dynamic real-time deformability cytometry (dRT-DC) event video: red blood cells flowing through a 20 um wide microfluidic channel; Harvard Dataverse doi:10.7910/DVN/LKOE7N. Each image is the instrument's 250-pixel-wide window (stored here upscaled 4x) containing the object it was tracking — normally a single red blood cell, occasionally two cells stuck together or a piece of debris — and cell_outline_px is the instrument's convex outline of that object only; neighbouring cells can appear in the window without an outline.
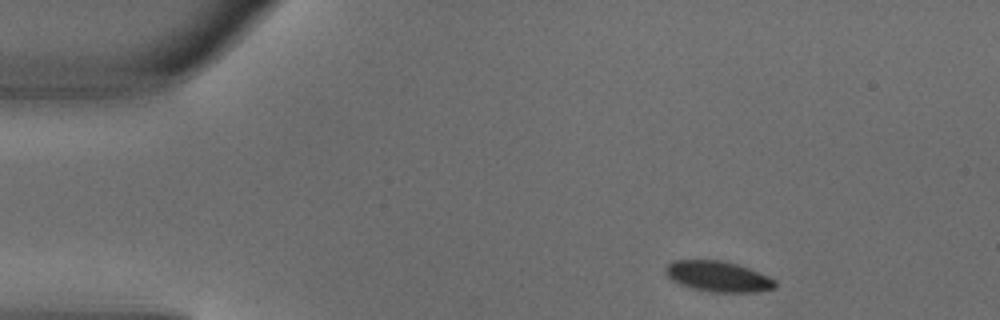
{"species": "common noctule bat (a hibernating species)", "species_latin": "Nyctalus noctula", "temperature_condition": "warm", "stored_images_in_passage": 4, "camera_frame_rate_fps": 3000, "um_per_image_px": 0.085, "animal": {"sex": "male", "body_mass_g": 18.8}, "frame": {"image": 1, "passage_image": 2, "time_ms": 0.333, "image_size_px": [1000, 320], "cell_outline_px": [[776, 288], [752, 292], [712, 292], [692, 288], [680, 284], [672, 280], [664, 272], [664, 268], [672, 260], [720, 260], [736, 264], [748, 268], [768, 276], [776, 280]], "centroid_in_image_um": [61.01, 23.49], "position_along_channel_um": 24.0, "area_um2": 19.48}}
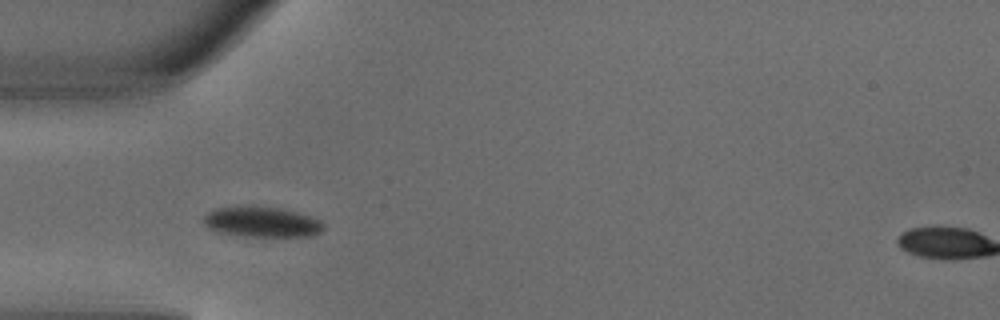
{"frame": {"image": 2, "passage_image": 4, "time_ms": 1.0, "image_size_px": [1000, 320], "cell_outline_px": [[324, 228], [320, 232], [312, 236], [240, 236], [220, 232], [208, 228], [204, 224], [204, 216], [208, 212], [216, 208], [280, 208], [296, 212], [320, 220], [324, 224]], "centroid_in_image_um": [22.28, 18.9], "position_along_channel_um": 62.7, "area_um2": 20.58}}